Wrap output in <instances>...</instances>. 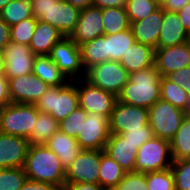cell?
Segmentation results:
<instances>
[{"instance_id": "6da1fadb", "label": "cell", "mask_w": 190, "mask_h": 190, "mask_svg": "<svg viewBox=\"0 0 190 190\" xmlns=\"http://www.w3.org/2000/svg\"><path fill=\"white\" fill-rule=\"evenodd\" d=\"M162 75L156 66H150L129 75V81L117 96L119 102L149 109L160 100Z\"/></svg>"}, {"instance_id": "7a4b0ae2", "label": "cell", "mask_w": 190, "mask_h": 190, "mask_svg": "<svg viewBox=\"0 0 190 190\" xmlns=\"http://www.w3.org/2000/svg\"><path fill=\"white\" fill-rule=\"evenodd\" d=\"M23 168L28 179L48 182L64 190L66 169L46 145H29Z\"/></svg>"}, {"instance_id": "3957f363", "label": "cell", "mask_w": 190, "mask_h": 190, "mask_svg": "<svg viewBox=\"0 0 190 190\" xmlns=\"http://www.w3.org/2000/svg\"><path fill=\"white\" fill-rule=\"evenodd\" d=\"M33 17L57 28L64 37L75 29L80 10L65 0H30Z\"/></svg>"}, {"instance_id": "277c9868", "label": "cell", "mask_w": 190, "mask_h": 190, "mask_svg": "<svg viewBox=\"0 0 190 190\" xmlns=\"http://www.w3.org/2000/svg\"><path fill=\"white\" fill-rule=\"evenodd\" d=\"M34 105L59 123L79 107L77 85L69 81L66 85L50 86Z\"/></svg>"}, {"instance_id": "5b68a950", "label": "cell", "mask_w": 190, "mask_h": 190, "mask_svg": "<svg viewBox=\"0 0 190 190\" xmlns=\"http://www.w3.org/2000/svg\"><path fill=\"white\" fill-rule=\"evenodd\" d=\"M38 113L34 104L9 103L0 109V132L28 139Z\"/></svg>"}, {"instance_id": "8992f818", "label": "cell", "mask_w": 190, "mask_h": 190, "mask_svg": "<svg viewBox=\"0 0 190 190\" xmlns=\"http://www.w3.org/2000/svg\"><path fill=\"white\" fill-rule=\"evenodd\" d=\"M170 141L153 137L138 148L134 172L161 171L172 166Z\"/></svg>"}, {"instance_id": "52a82bcc", "label": "cell", "mask_w": 190, "mask_h": 190, "mask_svg": "<svg viewBox=\"0 0 190 190\" xmlns=\"http://www.w3.org/2000/svg\"><path fill=\"white\" fill-rule=\"evenodd\" d=\"M185 117V111L160 99L149 108L148 122L154 137L170 141Z\"/></svg>"}, {"instance_id": "ba28073f", "label": "cell", "mask_w": 190, "mask_h": 190, "mask_svg": "<svg viewBox=\"0 0 190 190\" xmlns=\"http://www.w3.org/2000/svg\"><path fill=\"white\" fill-rule=\"evenodd\" d=\"M129 73L116 61H106L86 70L85 78L91 85L118 96L129 81Z\"/></svg>"}, {"instance_id": "9c48e42d", "label": "cell", "mask_w": 190, "mask_h": 190, "mask_svg": "<svg viewBox=\"0 0 190 190\" xmlns=\"http://www.w3.org/2000/svg\"><path fill=\"white\" fill-rule=\"evenodd\" d=\"M104 150L82 149L66 169L65 183L99 184L101 154Z\"/></svg>"}, {"instance_id": "30bf717a", "label": "cell", "mask_w": 190, "mask_h": 190, "mask_svg": "<svg viewBox=\"0 0 190 190\" xmlns=\"http://www.w3.org/2000/svg\"><path fill=\"white\" fill-rule=\"evenodd\" d=\"M49 56L70 81L73 82V77L78 76L80 71L84 76L81 77L85 78L86 71L82 64L80 48L70 37H63L58 41L52 47Z\"/></svg>"}, {"instance_id": "8fae6325", "label": "cell", "mask_w": 190, "mask_h": 190, "mask_svg": "<svg viewBox=\"0 0 190 190\" xmlns=\"http://www.w3.org/2000/svg\"><path fill=\"white\" fill-rule=\"evenodd\" d=\"M109 136V119L96 112H91L83 116L81 131L76 140L82 149L104 150Z\"/></svg>"}, {"instance_id": "7c38bea8", "label": "cell", "mask_w": 190, "mask_h": 190, "mask_svg": "<svg viewBox=\"0 0 190 190\" xmlns=\"http://www.w3.org/2000/svg\"><path fill=\"white\" fill-rule=\"evenodd\" d=\"M149 109L117 101L109 118L110 134H121L130 130H141L148 125Z\"/></svg>"}, {"instance_id": "4fadbf2b", "label": "cell", "mask_w": 190, "mask_h": 190, "mask_svg": "<svg viewBox=\"0 0 190 190\" xmlns=\"http://www.w3.org/2000/svg\"><path fill=\"white\" fill-rule=\"evenodd\" d=\"M76 84L79 85H77L79 106L85 109L88 113L96 112L109 119L115 108L116 102L118 101L117 96L91 85L86 80L85 82H82V86L79 83Z\"/></svg>"}, {"instance_id": "5bb4252c", "label": "cell", "mask_w": 190, "mask_h": 190, "mask_svg": "<svg viewBox=\"0 0 190 190\" xmlns=\"http://www.w3.org/2000/svg\"><path fill=\"white\" fill-rule=\"evenodd\" d=\"M2 50L5 57L4 76L8 80L32 73L36 55L28 45L10 41Z\"/></svg>"}, {"instance_id": "9a60e30c", "label": "cell", "mask_w": 190, "mask_h": 190, "mask_svg": "<svg viewBox=\"0 0 190 190\" xmlns=\"http://www.w3.org/2000/svg\"><path fill=\"white\" fill-rule=\"evenodd\" d=\"M8 82L11 103L35 104L50 87L32 73L11 78Z\"/></svg>"}, {"instance_id": "2e32d148", "label": "cell", "mask_w": 190, "mask_h": 190, "mask_svg": "<svg viewBox=\"0 0 190 190\" xmlns=\"http://www.w3.org/2000/svg\"><path fill=\"white\" fill-rule=\"evenodd\" d=\"M102 9L89 6L80 10L74 31L69 36L78 46L104 35Z\"/></svg>"}, {"instance_id": "e0dca14e", "label": "cell", "mask_w": 190, "mask_h": 190, "mask_svg": "<svg viewBox=\"0 0 190 190\" xmlns=\"http://www.w3.org/2000/svg\"><path fill=\"white\" fill-rule=\"evenodd\" d=\"M28 148V139L0 132V169L23 168Z\"/></svg>"}, {"instance_id": "ac0fdd59", "label": "cell", "mask_w": 190, "mask_h": 190, "mask_svg": "<svg viewBox=\"0 0 190 190\" xmlns=\"http://www.w3.org/2000/svg\"><path fill=\"white\" fill-rule=\"evenodd\" d=\"M155 66L162 77L190 66V46L185 42L180 45L155 49Z\"/></svg>"}, {"instance_id": "d6986e66", "label": "cell", "mask_w": 190, "mask_h": 190, "mask_svg": "<svg viewBox=\"0 0 190 190\" xmlns=\"http://www.w3.org/2000/svg\"><path fill=\"white\" fill-rule=\"evenodd\" d=\"M104 152L126 172H134L138 145L126 141L120 134H110Z\"/></svg>"}, {"instance_id": "ffe728a7", "label": "cell", "mask_w": 190, "mask_h": 190, "mask_svg": "<svg viewBox=\"0 0 190 190\" xmlns=\"http://www.w3.org/2000/svg\"><path fill=\"white\" fill-rule=\"evenodd\" d=\"M163 22V8L159 7L146 18L131 23V30L135 41L157 49L158 38Z\"/></svg>"}, {"instance_id": "44dd1931", "label": "cell", "mask_w": 190, "mask_h": 190, "mask_svg": "<svg viewBox=\"0 0 190 190\" xmlns=\"http://www.w3.org/2000/svg\"><path fill=\"white\" fill-rule=\"evenodd\" d=\"M187 30L177 12H168L163 9V22L158 38L157 48H166L185 43Z\"/></svg>"}, {"instance_id": "7402d4cb", "label": "cell", "mask_w": 190, "mask_h": 190, "mask_svg": "<svg viewBox=\"0 0 190 190\" xmlns=\"http://www.w3.org/2000/svg\"><path fill=\"white\" fill-rule=\"evenodd\" d=\"M119 63L129 74L155 65V49L146 44L134 42Z\"/></svg>"}, {"instance_id": "603a6c76", "label": "cell", "mask_w": 190, "mask_h": 190, "mask_svg": "<svg viewBox=\"0 0 190 190\" xmlns=\"http://www.w3.org/2000/svg\"><path fill=\"white\" fill-rule=\"evenodd\" d=\"M63 37V34L51 24L37 20V25L29 47L36 56L49 55L52 47Z\"/></svg>"}, {"instance_id": "cb8c5ba5", "label": "cell", "mask_w": 190, "mask_h": 190, "mask_svg": "<svg viewBox=\"0 0 190 190\" xmlns=\"http://www.w3.org/2000/svg\"><path fill=\"white\" fill-rule=\"evenodd\" d=\"M45 145L59 157L65 169L73 163L82 150L75 138L69 137L59 130L50 137Z\"/></svg>"}, {"instance_id": "d4e9b609", "label": "cell", "mask_w": 190, "mask_h": 190, "mask_svg": "<svg viewBox=\"0 0 190 190\" xmlns=\"http://www.w3.org/2000/svg\"><path fill=\"white\" fill-rule=\"evenodd\" d=\"M32 74L38 76L49 86L66 85L70 81L49 55H38L35 57Z\"/></svg>"}, {"instance_id": "484cf974", "label": "cell", "mask_w": 190, "mask_h": 190, "mask_svg": "<svg viewBox=\"0 0 190 190\" xmlns=\"http://www.w3.org/2000/svg\"><path fill=\"white\" fill-rule=\"evenodd\" d=\"M79 48L85 71L93 65L108 61L105 34L79 45Z\"/></svg>"}, {"instance_id": "4316f807", "label": "cell", "mask_w": 190, "mask_h": 190, "mask_svg": "<svg viewBox=\"0 0 190 190\" xmlns=\"http://www.w3.org/2000/svg\"><path fill=\"white\" fill-rule=\"evenodd\" d=\"M126 172L108 154H101L99 185L104 190H112L124 177Z\"/></svg>"}, {"instance_id": "83f0119b", "label": "cell", "mask_w": 190, "mask_h": 190, "mask_svg": "<svg viewBox=\"0 0 190 190\" xmlns=\"http://www.w3.org/2000/svg\"><path fill=\"white\" fill-rule=\"evenodd\" d=\"M58 124L50 114L39 112L28 138L29 145H45L50 137L59 130Z\"/></svg>"}, {"instance_id": "f1b7e54d", "label": "cell", "mask_w": 190, "mask_h": 190, "mask_svg": "<svg viewBox=\"0 0 190 190\" xmlns=\"http://www.w3.org/2000/svg\"><path fill=\"white\" fill-rule=\"evenodd\" d=\"M102 18L105 35H113L130 29L131 24L125 7L103 8Z\"/></svg>"}, {"instance_id": "f546056e", "label": "cell", "mask_w": 190, "mask_h": 190, "mask_svg": "<svg viewBox=\"0 0 190 190\" xmlns=\"http://www.w3.org/2000/svg\"><path fill=\"white\" fill-rule=\"evenodd\" d=\"M134 42L135 37L131 28L113 35H106V55H108V61L119 62L123 54L128 51Z\"/></svg>"}, {"instance_id": "4dcf8cb0", "label": "cell", "mask_w": 190, "mask_h": 190, "mask_svg": "<svg viewBox=\"0 0 190 190\" xmlns=\"http://www.w3.org/2000/svg\"><path fill=\"white\" fill-rule=\"evenodd\" d=\"M172 160L190 159V116L186 115L176 135L170 140Z\"/></svg>"}, {"instance_id": "1f68e13d", "label": "cell", "mask_w": 190, "mask_h": 190, "mask_svg": "<svg viewBox=\"0 0 190 190\" xmlns=\"http://www.w3.org/2000/svg\"><path fill=\"white\" fill-rule=\"evenodd\" d=\"M0 17L9 25L20 23L24 19L32 18L30 0H12L0 12Z\"/></svg>"}, {"instance_id": "d6a6232c", "label": "cell", "mask_w": 190, "mask_h": 190, "mask_svg": "<svg viewBox=\"0 0 190 190\" xmlns=\"http://www.w3.org/2000/svg\"><path fill=\"white\" fill-rule=\"evenodd\" d=\"M189 94L167 77L160 81V99L171 103L173 106L185 111L188 104Z\"/></svg>"}, {"instance_id": "836d02e7", "label": "cell", "mask_w": 190, "mask_h": 190, "mask_svg": "<svg viewBox=\"0 0 190 190\" xmlns=\"http://www.w3.org/2000/svg\"><path fill=\"white\" fill-rule=\"evenodd\" d=\"M159 7L155 0H126L125 3L130 24L146 18Z\"/></svg>"}, {"instance_id": "e575fe53", "label": "cell", "mask_w": 190, "mask_h": 190, "mask_svg": "<svg viewBox=\"0 0 190 190\" xmlns=\"http://www.w3.org/2000/svg\"><path fill=\"white\" fill-rule=\"evenodd\" d=\"M36 25L37 19L32 17L10 26V41L29 46Z\"/></svg>"}, {"instance_id": "d590c367", "label": "cell", "mask_w": 190, "mask_h": 190, "mask_svg": "<svg viewBox=\"0 0 190 190\" xmlns=\"http://www.w3.org/2000/svg\"><path fill=\"white\" fill-rule=\"evenodd\" d=\"M26 179L24 168L0 169V190H20Z\"/></svg>"}, {"instance_id": "8d00e7d4", "label": "cell", "mask_w": 190, "mask_h": 190, "mask_svg": "<svg viewBox=\"0 0 190 190\" xmlns=\"http://www.w3.org/2000/svg\"><path fill=\"white\" fill-rule=\"evenodd\" d=\"M146 183L149 190H175L174 176L171 168L147 172Z\"/></svg>"}, {"instance_id": "74e56055", "label": "cell", "mask_w": 190, "mask_h": 190, "mask_svg": "<svg viewBox=\"0 0 190 190\" xmlns=\"http://www.w3.org/2000/svg\"><path fill=\"white\" fill-rule=\"evenodd\" d=\"M88 112L82 107H77L68 117L59 122V131L65 133L69 137L75 138L81 131L83 124V116H87Z\"/></svg>"}, {"instance_id": "f35d334b", "label": "cell", "mask_w": 190, "mask_h": 190, "mask_svg": "<svg viewBox=\"0 0 190 190\" xmlns=\"http://www.w3.org/2000/svg\"><path fill=\"white\" fill-rule=\"evenodd\" d=\"M171 170L175 190H190V159L173 160Z\"/></svg>"}, {"instance_id": "ab89813d", "label": "cell", "mask_w": 190, "mask_h": 190, "mask_svg": "<svg viewBox=\"0 0 190 190\" xmlns=\"http://www.w3.org/2000/svg\"><path fill=\"white\" fill-rule=\"evenodd\" d=\"M112 190H149L146 173L128 172Z\"/></svg>"}, {"instance_id": "60d3db41", "label": "cell", "mask_w": 190, "mask_h": 190, "mask_svg": "<svg viewBox=\"0 0 190 190\" xmlns=\"http://www.w3.org/2000/svg\"><path fill=\"white\" fill-rule=\"evenodd\" d=\"M126 141L131 142L134 145H138V148L146 141L154 137L151 127L148 125L142 126L141 130H130L120 134Z\"/></svg>"}, {"instance_id": "b9f144b4", "label": "cell", "mask_w": 190, "mask_h": 190, "mask_svg": "<svg viewBox=\"0 0 190 190\" xmlns=\"http://www.w3.org/2000/svg\"><path fill=\"white\" fill-rule=\"evenodd\" d=\"M166 77L190 94V66L173 71Z\"/></svg>"}, {"instance_id": "7bdbcfd3", "label": "cell", "mask_w": 190, "mask_h": 190, "mask_svg": "<svg viewBox=\"0 0 190 190\" xmlns=\"http://www.w3.org/2000/svg\"><path fill=\"white\" fill-rule=\"evenodd\" d=\"M20 190H62V189L48 182H38L27 178Z\"/></svg>"}, {"instance_id": "ee69618b", "label": "cell", "mask_w": 190, "mask_h": 190, "mask_svg": "<svg viewBox=\"0 0 190 190\" xmlns=\"http://www.w3.org/2000/svg\"><path fill=\"white\" fill-rule=\"evenodd\" d=\"M11 103L9 98V82L4 74H0V109Z\"/></svg>"}, {"instance_id": "f6af8a7d", "label": "cell", "mask_w": 190, "mask_h": 190, "mask_svg": "<svg viewBox=\"0 0 190 190\" xmlns=\"http://www.w3.org/2000/svg\"><path fill=\"white\" fill-rule=\"evenodd\" d=\"M10 42V26L0 17V49Z\"/></svg>"}, {"instance_id": "bcb514c9", "label": "cell", "mask_w": 190, "mask_h": 190, "mask_svg": "<svg viewBox=\"0 0 190 190\" xmlns=\"http://www.w3.org/2000/svg\"><path fill=\"white\" fill-rule=\"evenodd\" d=\"M64 190H104L99 184L65 183Z\"/></svg>"}, {"instance_id": "7dc6e473", "label": "cell", "mask_w": 190, "mask_h": 190, "mask_svg": "<svg viewBox=\"0 0 190 190\" xmlns=\"http://www.w3.org/2000/svg\"><path fill=\"white\" fill-rule=\"evenodd\" d=\"M188 3L190 0H167L162 8L168 12H179Z\"/></svg>"}, {"instance_id": "c3c4849f", "label": "cell", "mask_w": 190, "mask_h": 190, "mask_svg": "<svg viewBox=\"0 0 190 190\" xmlns=\"http://www.w3.org/2000/svg\"><path fill=\"white\" fill-rule=\"evenodd\" d=\"M126 0H93L92 5L101 9L108 7H125Z\"/></svg>"}, {"instance_id": "681fc988", "label": "cell", "mask_w": 190, "mask_h": 190, "mask_svg": "<svg viewBox=\"0 0 190 190\" xmlns=\"http://www.w3.org/2000/svg\"><path fill=\"white\" fill-rule=\"evenodd\" d=\"M180 21L183 23L187 31L190 30V3L185 5L179 12H177Z\"/></svg>"}, {"instance_id": "f907efd6", "label": "cell", "mask_w": 190, "mask_h": 190, "mask_svg": "<svg viewBox=\"0 0 190 190\" xmlns=\"http://www.w3.org/2000/svg\"><path fill=\"white\" fill-rule=\"evenodd\" d=\"M79 10L92 6L93 0H65Z\"/></svg>"}, {"instance_id": "816d5d0a", "label": "cell", "mask_w": 190, "mask_h": 190, "mask_svg": "<svg viewBox=\"0 0 190 190\" xmlns=\"http://www.w3.org/2000/svg\"><path fill=\"white\" fill-rule=\"evenodd\" d=\"M5 72V57L3 55V50L0 49V74Z\"/></svg>"}, {"instance_id": "f5cc1de1", "label": "cell", "mask_w": 190, "mask_h": 190, "mask_svg": "<svg viewBox=\"0 0 190 190\" xmlns=\"http://www.w3.org/2000/svg\"><path fill=\"white\" fill-rule=\"evenodd\" d=\"M12 0H0V12L5 7L7 3H9Z\"/></svg>"}, {"instance_id": "db71d44e", "label": "cell", "mask_w": 190, "mask_h": 190, "mask_svg": "<svg viewBox=\"0 0 190 190\" xmlns=\"http://www.w3.org/2000/svg\"><path fill=\"white\" fill-rule=\"evenodd\" d=\"M185 113H186V115L190 116V94H189L188 104L186 106Z\"/></svg>"}, {"instance_id": "11a10c76", "label": "cell", "mask_w": 190, "mask_h": 190, "mask_svg": "<svg viewBox=\"0 0 190 190\" xmlns=\"http://www.w3.org/2000/svg\"><path fill=\"white\" fill-rule=\"evenodd\" d=\"M155 1L157 2V4H158L160 7H162V6L166 3L167 0H155Z\"/></svg>"}, {"instance_id": "9f6ffc18", "label": "cell", "mask_w": 190, "mask_h": 190, "mask_svg": "<svg viewBox=\"0 0 190 190\" xmlns=\"http://www.w3.org/2000/svg\"><path fill=\"white\" fill-rule=\"evenodd\" d=\"M186 43L190 46V30L187 31V40Z\"/></svg>"}]
</instances>
